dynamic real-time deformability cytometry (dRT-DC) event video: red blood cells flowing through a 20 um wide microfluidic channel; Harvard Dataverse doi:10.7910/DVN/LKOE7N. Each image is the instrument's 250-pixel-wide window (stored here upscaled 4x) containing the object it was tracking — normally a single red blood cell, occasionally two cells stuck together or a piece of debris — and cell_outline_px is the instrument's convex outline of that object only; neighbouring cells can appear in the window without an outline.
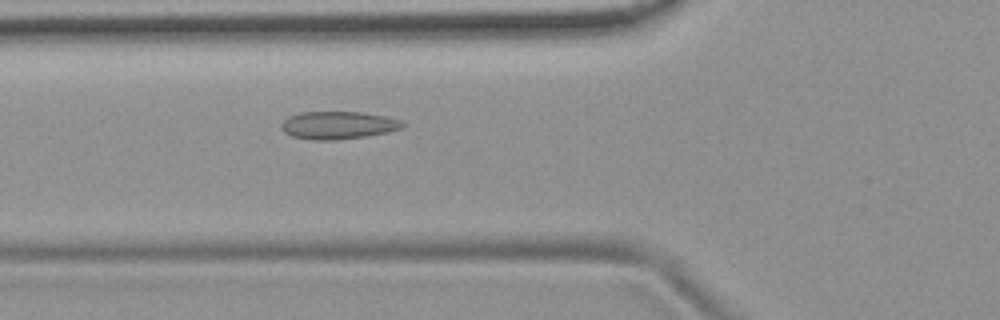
{"species": "common noctule bat (a hibernating species)", "species_latin": "Nyctalus noctula", "temperature_condition": "room temperature", "stored_images_in_passage": 47, "camera_frame_rate_fps": 3000, "um_per_image_px": 0.085, "animal": {"sex": "female", "body_mass_g": 19.9}, "frame": {"image": 1, "passage_image": 13, "time_ms": 4.0, "image_size_px": [1000, 320], "cell_outline_px": [[408, 124], [404, 128], [388, 132], [364, 136], [332, 140], [312, 140], [292, 136], [284, 132], [280, 128], [280, 124], [288, 116], [300, 112], [360, 112], [384, 116], [400, 120]], "centroid_in_image_um": [28.73, 10.64], "position_along_channel_um": 97.1, "area_um2": 19.65}}
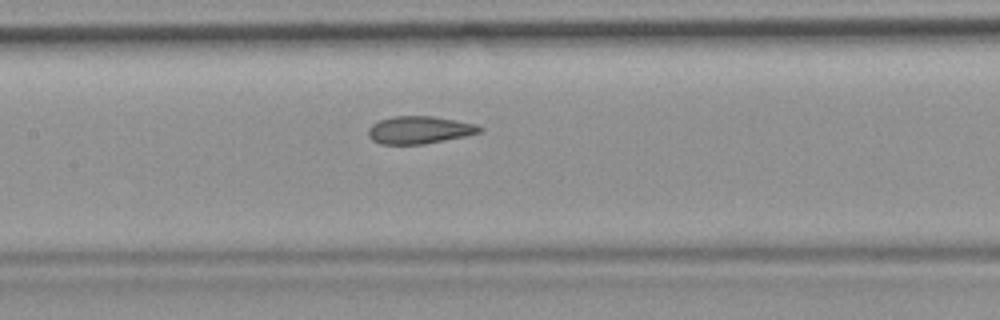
{"frame": {"image": 2, "passage_image": 19, "time_ms": 6.0, "image_size_px": [1000, 320], "cell_outline_px": [[484, 132], [424, 144], [380, 144], [372, 140], [368, 136], [368, 128], [372, 124], [380, 120], [392, 116], [432, 116], [476, 124], [484, 128]], "centroid_in_image_um": [35.65, 11.04], "position_along_channel_um": 171.8, "area_um2": 17.92}}
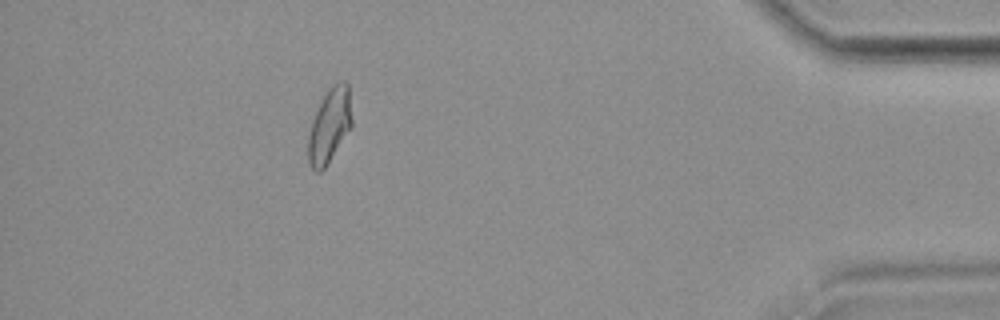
{"frame": {"image": 3, "passage_image": 42, "time_ms": 13.667, "image_size_px": [1000, 320], "cell_outline_px": [[352, 128], [328, 164], [320, 172], [316, 172], [312, 168], [308, 160], [308, 136], [312, 120], [320, 100], [328, 88], [332, 84], [344, 80], [348, 84], [352, 120]], "centroid_in_image_um": [28.02, 10.67], "position_along_channel_um": 407.2, "area_um2": 19.25}, "authors_computed_cell_mechanics": {"area_um2": 18.0914, "velocity_mm_per_s": 3.7177, "shape_relaxation_time_tau1_ms": null, "shape_relaxation_time_tau2_ms": 1.0844, "deformation_change_tau1": null, "deformation_change_tau2": 0.0571}}